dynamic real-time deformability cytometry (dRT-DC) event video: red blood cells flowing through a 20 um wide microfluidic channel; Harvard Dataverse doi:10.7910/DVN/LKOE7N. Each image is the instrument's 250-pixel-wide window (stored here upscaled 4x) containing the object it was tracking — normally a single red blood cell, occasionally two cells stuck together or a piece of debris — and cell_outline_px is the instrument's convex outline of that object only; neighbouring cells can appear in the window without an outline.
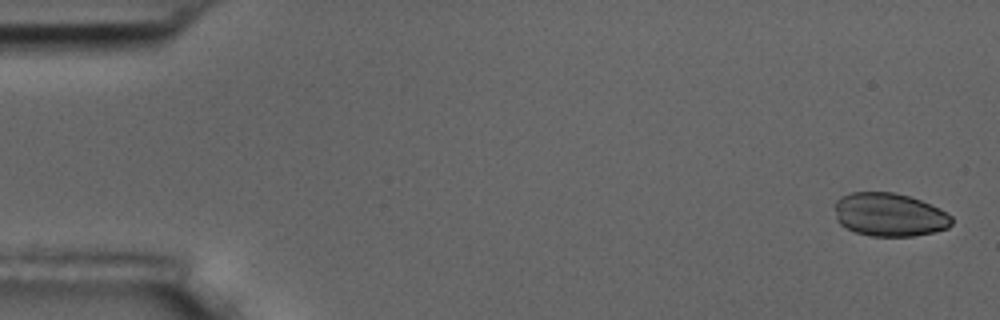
{"species": "common noctule bat (a hibernating species)", "species_latin": "Nyctalus noctula", "temperature_condition": "room temperature", "stored_images_in_passage": 6, "camera_frame_rate_fps": 3000, "um_per_image_px": 0.085, "animal": {"sex": "male", "body_mass_g": 17.5, "forearm_length_mm": 52.3}, "frame": {"image": 1, "passage_image": 1, "time_ms": 0.0, "image_size_px": [1000, 320], "cell_outline_px": [[952, 224], [948, 228], [932, 232], [912, 236], [872, 236], [856, 232], [840, 224], [836, 220], [836, 200], [840, 196], [852, 192], [892, 192], [908, 196], [920, 200], [940, 208], [952, 216]], "centroid_in_image_um": [75.61, 18.24], "position_along_channel_um": 9.4, "area_um2": 29.48}}
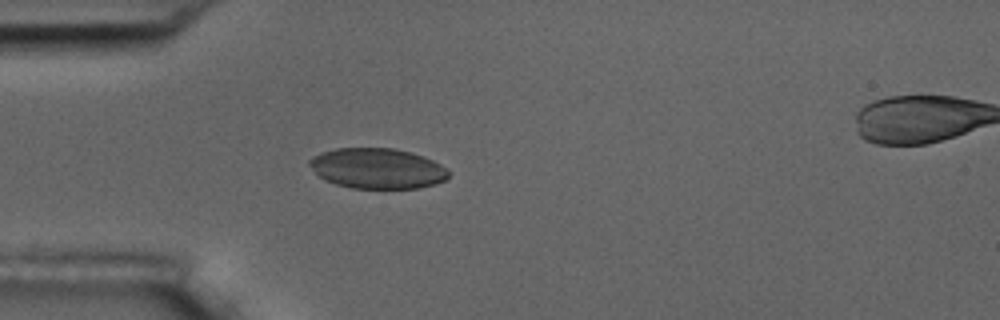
{"frame": {"image": 2, "passage_image": 5, "time_ms": 4.667, "image_size_px": [1000, 320], "cell_outline_px": [[448, 176], [444, 180], [436, 184], [416, 188], [352, 188], [336, 184], [324, 180], [308, 164], [308, 160], [312, 156], [320, 152], [336, 148], [392, 148], [424, 156], [440, 164], [448, 172]], "centroid_in_image_um": [32.03, 14.31], "position_along_channel_um": 53.0, "area_um2": 32.6}}